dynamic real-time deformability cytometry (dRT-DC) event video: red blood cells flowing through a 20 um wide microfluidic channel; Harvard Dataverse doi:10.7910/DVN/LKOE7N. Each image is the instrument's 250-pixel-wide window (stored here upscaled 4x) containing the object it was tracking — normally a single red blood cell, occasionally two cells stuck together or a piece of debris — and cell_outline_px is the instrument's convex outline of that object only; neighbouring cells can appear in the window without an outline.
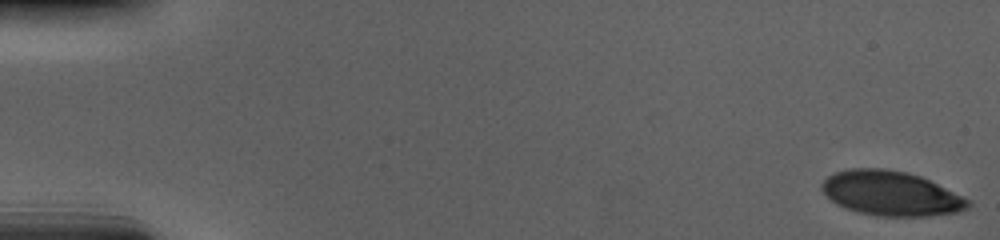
{"species": "human", "species_latin": "Homo sapiens", "temperature_condition": "cold", "stored_images_in_passage": 56, "camera_frame_rate_fps": 3000, "um_per_image_px": 0.085, "donor": {"sex": "male"}, "frame": {"image": 1, "passage_image": 1, "time_ms": 0.0, "image_size_px": [1000, 240], "cell_outline_px": [[972, 204], [968, 208], [956, 212], [928, 216], [876, 216], [844, 208], [836, 204], [820, 188], [820, 184], [828, 176], [836, 172], [848, 168], [884, 168], [908, 172], [920, 176], [972, 200]], "centroid_in_image_um": [75.74, 16.43], "position_along_channel_um": 9.3, "area_um2": 38.09}}
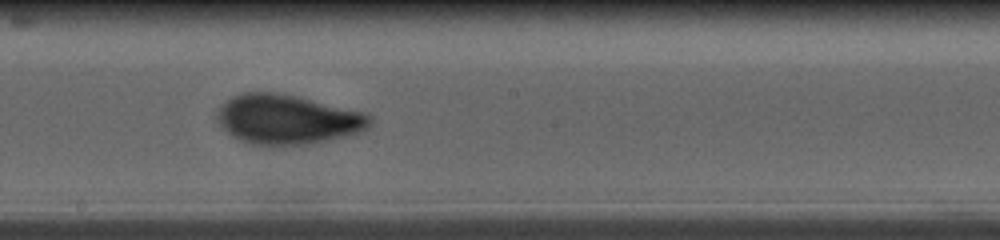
{"frame": {"image": 2, "passage_image": 32, "time_ms": 10.333, "image_size_px": [1000, 240], "cell_outline_px": [[372, 124], [368, 128], [360, 132], [348, 136], [308, 144], [268, 148], [252, 144], [240, 140], [232, 136], [216, 120], [216, 108], [224, 100], [232, 96], [244, 92], [272, 92], [296, 96], [364, 112], [372, 116]], "centroid_in_image_um": [24.4, 10.17], "position_along_channel_um": 223.8, "area_um2": 44.97}}
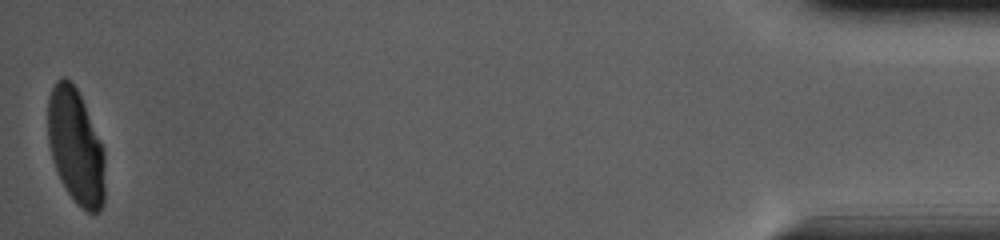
{"frame": {"image": 3, "passage_image": 56, "time_ms": 18.333, "image_size_px": [1000, 240], "cell_outline_px": [[104, 204], [100, 212], [88, 212], [80, 208], [76, 204], [60, 180], [52, 160], [48, 144], [48, 96], [56, 80], [60, 76], [64, 76], [76, 88], [84, 104], [104, 148]], "centroid_in_image_um": [6.43, 12.48], "position_along_channel_um": 428.8, "area_um2": 38.49}, "authors_computed_cell_mechanics": {"area_um2": 41.327, "velocity_mm_per_s": 3.6867, "shape_relaxation_time_tau1_ms": 3.488, "shape_relaxation_time_tau2_ms": 0.8643, "deformation_change_tau1": 0.1692, "deformation_change_tau2": 0.0563}}